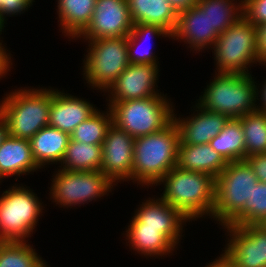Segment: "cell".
<instances>
[{
	"label": "cell",
	"instance_id": "19",
	"mask_svg": "<svg viewBox=\"0 0 266 267\" xmlns=\"http://www.w3.org/2000/svg\"><path fill=\"white\" fill-rule=\"evenodd\" d=\"M40 169L32 155L30 140L8 135L0 146V177L28 175Z\"/></svg>",
	"mask_w": 266,
	"mask_h": 267
},
{
	"label": "cell",
	"instance_id": "22",
	"mask_svg": "<svg viewBox=\"0 0 266 267\" xmlns=\"http://www.w3.org/2000/svg\"><path fill=\"white\" fill-rule=\"evenodd\" d=\"M134 24L158 25L171 35L175 31L178 13L169 0H127Z\"/></svg>",
	"mask_w": 266,
	"mask_h": 267
},
{
	"label": "cell",
	"instance_id": "12",
	"mask_svg": "<svg viewBox=\"0 0 266 267\" xmlns=\"http://www.w3.org/2000/svg\"><path fill=\"white\" fill-rule=\"evenodd\" d=\"M133 26L127 0H96L90 23L75 40L128 36Z\"/></svg>",
	"mask_w": 266,
	"mask_h": 267
},
{
	"label": "cell",
	"instance_id": "33",
	"mask_svg": "<svg viewBox=\"0 0 266 267\" xmlns=\"http://www.w3.org/2000/svg\"><path fill=\"white\" fill-rule=\"evenodd\" d=\"M242 11L243 17L255 26L266 22V0H244Z\"/></svg>",
	"mask_w": 266,
	"mask_h": 267
},
{
	"label": "cell",
	"instance_id": "6",
	"mask_svg": "<svg viewBox=\"0 0 266 267\" xmlns=\"http://www.w3.org/2000/svg\"><path fill=\"white\" fill-rule=\"evenodd\" d=\"M25 186L15 183L0 196V241H28L43 216V202Z\"/></svg>",
	"mask_w": 266,
	"mask_h": 267
},
{
	"label": "cell",
	"instance_id": "10",
	"mask_svg": "<svg viewBox=\"0 0 266 267\" xmlns=\"http://www.w3.org/2000/svg\"><path fill=\"white\" fill-rule=\"evenodd\" d=\"M52 175L50 200L59 207H80L109 195L117 186L102 171H68L59 168ZM76 205V206H75Z\"/></svg>",
	"mask_w": 266,
	"mask_h": 267
},
{
	"label": "cell",
	"instance_id": "16",
	"mask_svg": "<svg viewBox=\"0 0 266 267\" xmlns=\"http://www.w3.org/2000/svg\"><path fill=\"white\" fill-rule=\"evenodd\" d=\"M193 114L185 118L173 113V121L179 131V143L183 144H206L217 136L229 121L225 114L207 111L199 104L193 105ZM196 112V113H195Z\"/></svg>",
	"mask_w": 266,
	"mask_h": 267
},
{
	"label": "cell",
	"instance_id": "43",
	"mask_svg": "<svg viewBox=\"0 0 266 267\" xmlns=\"http://www.w3.org/2000/svg\"><path fill=\"white\" fill-rule=\"evenodd\" d=\"M266 229V219L261 224Z\"/></svg>",
	"mask_w": 266,
	"mask_h": 267
},
{
	"label": "cell",
	"instance_id": "20",
	"mask_svg": "<svg viewBox=\"0 0 266 267\" xmlns=\"http://www.w3.org/2000/svg\"><path fill=\"white\" fill-rule=\"evenodd\" d=\"M227 166V162L209 143L178 145L177 167L185 171L205 173L216 178Z\"/></svg>",
	"mask_w": 266,
	"mask_h": 267
},
{
	"label": "cell",
	"instance_id": "30",
	"mask_svg": "<svg viewBox=\"0 0 266 267\" xmlns=\"http://www.w3.org/2000/svg\"><path fill=\"white\" fill-rule=\"evenodd\" d=\"M238 119L245 138V158L266 153V112L256 109Z\"/></svg>",
	"mask_w": 266,
	"mask_h": 267
},
{
	"label": "cell",
	"instance_id": "4",
	"mask_svg": "<svg viewBox=\"0 0 266 267\" xmlns=\"http://www.w3.org/2000/svg\"><path fill=\"white\" fill-rule=\"evenodd\" d=\"M252 74L217 73L197 100L207 111L238 119L257 109V81Z\"/></svg>",
	"mask_w": 266,
	"mask_h": 267
},
{
	"label": "cell",
	"instance_id": "37",
	"mask_svg": "<svg viewBox=\"0 0 266 267\" xmlns=\"http://www.w3.org/2000/svg\"><path fill=\"white\" fill-rule=\"evenodd\" d=\"M6 45H0V80L1 78H5L6 74L8 75V72L11 71L12 68V57L11 53L7 50ZM8 51V53H7Z\"/></svg>",
	"mask_w": 266,
	"mask_h": 267
},
{
	"label": "cell",
	"instance_id": "39",
	"mask_svg": "<svg viewBox=\"0 0 266 267\" xmlns=\"http://www.w3.org/2000/svg\"><path fill=\"white\" fill-rule=\"evenodd\" d=\"M263 82L264 84H262L261 86H258V83L256 86L257 87L256 94H257V100H258L257 109L262 112H266V80ZM259 87H261L260 90H258ZM259 101L261 104L259 103Z\"/></svg>",
	"mask_w": 266,
	"mask_h": 267
},
{
	"label": "cell",
	"instance_id": "18",
	"mask_svg": "<svg viewBox=\"0 0 266 267\" xmlns=\"http://www.w3.org/2000/svg\"><path fill=\"white\" fill-rule=\"evenodd\" d=\"M97 110L90 101L51 87L49 126L70 135L80 123L86 121Z\"/></svg>",
	"mask_w": 266,
	"mask_h": 267
},
{
	"label": "cell",
	"instance_id": "17",
	"mask_svg": "<svg viewBox=\"0 0 266 267\" xmlns=\"http://www.w3.org/2000/svg\"><path fill=\"white\" fill-rule=\"evenodd\" d=\"M218 36L215 29L210 26L207 12L194 5L178 13L177 25L171 38L188 44L186 46L196 54L205 49H212Z\"/></svg>",
	"mask_w": 266,
	"mask_h": 267
},
{
	"label": "cell",
	"instance_id": "8",
	"mask_svg": "<svg viewBox=\"0 0 266 267\" xmlns=\"http://www.w3.org/2000/svg\"><path fill=\"white\" fill-rule=\"evenodd\" d=\"M212 53L216 65L214 72L251 74L250 67L259 63L256 26L241 17L218 36Z\"/></svg>",
	"mask_w": 266,
	"mask_h": 267
},
{
	"label": "cell",
	"instance_id": "27",
	"mask_svg": "<svg viewBox=\"0 0 266 267\" xmlns=\"http://www.w3.org/2000/svg\"><path fill=\"white\" fill-rule=\"evenodd\" d=\"M209 145L227 162L245 160V138L239 119H229Z\"/></svg>",
	"mask_w": 266,
	"mask_h": 267
},
{
	"label": "cell",
	"instance_id": "42",
	"mask_svg": "<svg viewBox=\"0 0 266 267\" xmlns=\"http://www.w3.org/2000/svg\"><path fill=\"white\" fill-rule=\"evenodd\" d=\"M5 24H7V22H5L2 18H1V16H0V35L2 34L1 32L4 30V27H5ZM2 37H0V39H1ZM2 40H0V45H4V44H2L3 43V41L1 42Z\"/></svg>",
	"mask_w": 266,
	"mask_h": 267
},
{
	"label": "cell",
	"instance_id": "14",
	"mask_svg": "<svg viewBox=\"0 0 266 267\" xmlns=\"http://www.w3.org/2000/svg\"><path fill=\"white\" fill-rule=\"evenodd\" d=\"M134 138L112 123L102 144L100 171L115 184L132 180Z\"/></svg>",
	"mask_w": 266,
	"mask_h": 267
},
{
	"label": "cell",
	"instance_id": "29",
	"mask_svg": "<svg viewBox=\"0 0 266 267\" xmlns=\"http://www.w3.org/2000/svg\"><path fill=\"white\" fill-rule=\"evenodd\" d=\"M45 261L28 241H0V267H50Z\"/></svg>",
	"mask_w": 266,
	"mask_h": 267
},
{
	"label": "cell",
	"instance_id": "15",
	"mask_svg": "<svg viewBox=\"0 0 266 267\" xmlns=\"http://www.w3.org/2000/svg\"><path fill=\"white\" fill-rule=\"evenodd\" d=\"M135 210L130 224L161 228V232L177 247L183 234V226L190 220L177 208L160 197L148 198Z\"/></svg>",
	"mask_w": 266,
	"mask_h": 267
},
{
	"label": "cell",
	"instance_id": "25",
	"mask_svg": "<svg viewBox=\"0 0 266 267\" xmlns=\"http://www.w3.org/2000/svg\"><path fill=\"white\" fill-rule=\"evenodd\" d=\"M159 36L160 38L162 36L164 38L167 37L169 39H171L170 37H172V35L168 31H166L165 29H163L158 25L139 24V23L134 24L131 32L127 36V46H128V55L130 64H149V63L159 64L158 61L159 59L151 48L152 45L151 46L149 45L146 48H143L141 46L142 43L146 42L147 38L153 39L154 37L159 38ZM141 41L143 42L141 43ZM138 45H140L142 48L140 46L138 47ZM145 45L147 46L146 43Z\"/></svg>",
	"mask_w": 266,
	"mask_h": 267
},
{
	"label": "cell",
	"instance_id": "35",
	"mask_svg": "<svg viewBox=\"0 0 266 267\" xmlns=\"http://www.w3.org/2000/svg\"><path fill=\"white\" fill-rule=\"evenodd\" d=\"M245 160L253 169L258 181L266 183V153L251 155Z\"/></svg>",
	"mask_w": 266,
	"mask_h": 267
},
{
	"label": "cell",
	"instance_id": "13",
	"mask_svg": "<svg viewBox=\"0 0 266 267\" xmlns=\"http://www.w3.org/2000/svg\"><path fill=\"white\" fill-rule=\"evenodd\" d=\"M158 64H129L123 73L105 92L111 103L142 99L163 94L157 88L159 75ZM160 92V93H159Z\"/></svg>",
	"mask_w": 266,
	"mask_h": 267
},
{
	"label": "cell",
	"instance_id": "41",
	"mask_svg": "<svg viewBox=\"0 0 266 267\" xmlns=\"http://www.w3.org/2000/svg\"><path fill=\"white\" fill-rule=\"evenodd\" d=\"M9 135L8 127L4 117L0 114V146L3 144L6 137Z\"/></svg>",
	"mask_w": 266,
	"mask_h": 267
},
{
	"label": "cell",
	"instance_id": "31",
	"mask_svg": "<svg viewBox=\"0 0 266 267\" xmlns=\"http://www.w3.org/2000/svg\"><path fill=\"white\" fill-rule=\"evenodd\" d=\"M112 123L110 109L106 111L99 109L74 129L70 139L86 144L102 145Z\"/></svg>",
	"mask_w": 266,
	"mask_h": 267
},
{
	"label": "cell",
	"instance_id": "36",
	"mask_svg": "<svg viewBox=\"0 0 266 267\" xmlns=\"http://www.w3.org/2000/svg\"><path fill=\"white\" fill-rule=\"evenodd\" d=\"M256 49L258 65L266 66V22L256 26Z\"/></svg>",
	"mask_w": 266,
	"mask_h": 267
},
{
	"label": "cell",
	"instance_id": "7",
	"mask_svg": "<svg viewBox=\"0 0 266 267\" xmlns=\"http://www.w3.org/2000/svg\"><path fill=\"white\" fill-rule=\"evenodd\" d=\"M83 78L88 87L106 92L130 64L127 36L84 40Z\"/></svg>",
	"mask_w": 266,
	"mask_h": 267
},
{
	"label": "cell",
	"instance_id": "3",
	"mask_svg": "<svg viewBox=\"0 0 266 267\" xmlns=\"http://www.w3.org/2000/svg\"><path fill=\"white\" fill-rule=\"evenodd\" d=\"M5 95L0 101V114L10 136L30 140L49 125L51 87H20Z\"/></svg>",
	"mask_w": 266,
	"mask_h": 267
},
{
	"label": "cell",
	"instance_id": "38",
	"mask_svg": "<svg viewBox=\"0 0 266 267\" xmlns=\"http://www.w3.org/2000/svg\"><path fill=\"white\" fill-rule=\"evenodd\" d=\"M171 6L177 13L189 9L191 6L197 4L198 0H169Z\"/></svg>",
	"mask_w": 266,
	"mask_h": 267
},
{
	"label": "cell",
	"instance_id": "40",
	"mask_svg": "<svg viewBox=\"0 0 266 267\" xmlns=\"http://www.w3.org/2000/svg\"><path fill=\"white\" fill-rule=\"evenodd\" d=\"M205 267H232V262L222 253L215 258L211 263H208Z\"/></svg>",
	"mask_w": 266,
	"mask_h": 267
},
{
	"label": "cell",
	"instance_id": "34",
	"mask_svg": "<svg viewBox=\"0 0 266 267\" xmlns=\"http://www.w3.org/2000/svg\"><path fill=\"white\" fill-rule=\"evenodd\" d=\"M34 0H0V16L6 22L7 16L21 15L28 11Z\"/></svg>",
	"mask_w": 266,
	"mask_h": 267
},
{
	"label": "cell",
	"instance_id": "21",
	"mask_svg": "<svg viewBox=\"0 0 266 267\" xmlns=\"http://www.w3.org/2000/svg\"><path fill=\"white\" fill-rule=\"evenodd\" d=\"M125 239L129 243L130 249L137 251L139 255H144L145 258L161 256L173 253L177 248L162 232L161 228L143 227V224H129L126 227ZM147 256V257H146Z\"/></svg>",
	"mask_w": 266,
	"mask_h": 267
},
{
	"label": "cell",
	"instance_id": "28",
	"mask_svg": "<svg viewBox=\"0 0 266 267\" xmlns=\"http://www.w3.org/2000/svg\"><path fill=\"white\" fill-rule=\"evenodd\" d=\"M238 1L198 0L196 5L203 12H207L211 28H214L220 35L229 26L235 24L241 17H243L242 1Z\"/></svg>",
	"mask_w": 266,
	"mask_h": 267
},
{
	"label": "cell",
	"instance_id": "32",
	"mask_svg": "<svg viewBox=\"0 0 266 267\" xmlns=\"http://www.w3.org/2000/svg\"><path fill=\"white\" fill-rule=\"evenodd\" d=\"M266 219V183L253 186L244 207L225 226L260 225Z\"/></svg>",
	"mask_w": 266,
	"mask_h": 267
},
{
	"label": "cell",
	"instance_id": "26",
	"mask_svg": "<svg viewBox=\"0 0 266 267\" xmlns=\"http://www.w3.org/2000/svg\"><path fill=\"white\" fill-rule=\"evenodd\" d=\"M102 165V145L69 140L61 165L68 171H98Z\"/></svg>",
	"mask_w": 266,
	"mask_h": 267
},
{
	"label": "cell",
	"instance_id": "23",
	"mask_svg": "<svg viewBox=\"0 0 266 267\" xmlns=\"http://www.w3.org/2000/svg\"><path fill=\"white\" fill-rule=\"evenodd\" d=\"M70 135L57 128L45 126L31 139L33 158L42 169L50 164H61ZM58 162V163H57Z\"/></svg>",
	"mask_w": 266,
	"mask_h": 267
},
{
	"label": "cell",
	"instance_id": "1",
	"mask_svg": "<svg viewBox=\"0 0 266 267\" xmlns=\"http://www.w3.org/2000/svg\"><path fill=\"white\" fill-rule=\"evenodd\" d=\"M179 131L172 120L164 129L135 138L132 181L149 188L177 166Z\"/></svg>",
	"mask_w": 266,
	"mask_h": 267
},
{
	"label": "cell",
	"instance_id": "24",
	"mask_svg": "<svg viewBox=\"0 0 266 267\" xmlns=\"http://www.w3.org/2000/svg\"><path fill=\"white\" fill-rule=\"evenodd\" d=\"M62 34L75 39L90 23L96 0H56Z\"/></svg>",
	"mask_w": 266,
	"mask_h": 267
},
{
	"label": "cell",
	"instance_id": "11",
	"mask_svg": "<svg viewBox=\"0 0 266 267\" xmlns=\"http://www.w3.org/2000/svg\"><path fill=\"white\" fill-rule=\"evenodd\" d=\"M223 229L229 236L223 254L236 267H266V229L261 224Z\"/></svg>",
	"mask_w": 266,
	"mask_h": 267
},
{
	"label": "cell",
	"instance_id": "2",
	"mask_svg": "<svg viewBox=\"0 0 266 267\" xmlns=\"http://www.w3.org/2000/svg\"><path fill=\"white\" fill-rule=\"evenodd\" d=\"M164 185L160 195L172 207L180 210L191 222L211 218L215 205V178L211 175L185 171L177 166L158 183Z\"/></svg>",
	"mask_w": 266,
	"mask_h": 267
},
{
	"label": "cell",
	"instance_id": "9",
	"mask_svg": "<svg viewBox=\"0 0 266 267\" xmlns=\"http://www.w3.org/2000/svg\"><path fill=\"white\" fill-rule=\"evenodd\" d=\"M258 182L246 160L227 163L215 178V205L211 219L225 226L244 207Z\"/></svg>",
	"mask_w": 266,
	"mask_h": 267
},
{
	"label": "cell",
	"instance_id": "5",
	"mask_svg": "<svg viewBox=\"0 0 266 267\" xmlns=\"http://www.w3.org/2000/svg\"><path fill=\"white\" fill-rule=\"evenodd\" d=\"M166 95L111 103L107 108L113 124L135 139L160 131L173 120L175 105Z\"/></svg>",
	"mask_w": 266,
	"mask_h": 267
}]
</instances>
